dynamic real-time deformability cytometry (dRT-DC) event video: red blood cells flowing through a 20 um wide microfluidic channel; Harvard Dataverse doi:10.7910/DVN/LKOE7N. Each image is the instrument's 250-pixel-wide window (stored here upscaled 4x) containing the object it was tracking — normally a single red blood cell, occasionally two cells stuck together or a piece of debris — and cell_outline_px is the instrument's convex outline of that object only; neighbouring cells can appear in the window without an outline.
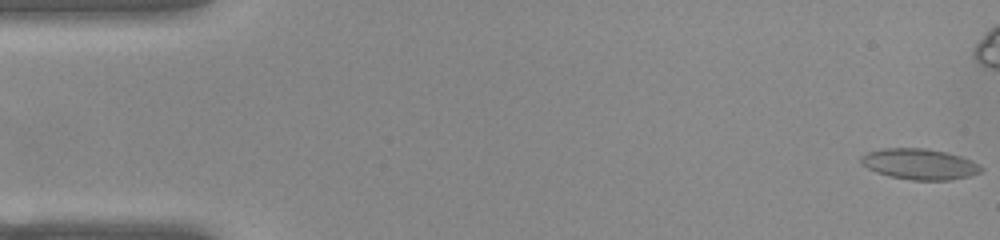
{"species": "common noctule bat (a hibernating species)", "species_latin": "Nyctalus noctula", "temperature_condition": "warm", "stored_images_in_passage": 53, "camera_frame_rate_fps": 3000, "um_per_image_px": 0.085, "animal": {"sex": "female", "body_mass_g": 22.0, "forearm_length_mm": 56.7}, "frame": {"image": 1, "passage_image": 1, "time_ms": 0.0, "image_size_px": [1000, 240], "cell_outline_px": [[984, 168], [980, 172], [968, 176], [948, 180], [912, 180], [888, 176], [876, 172], [860, 164], [860, 156], [868, 152], [884, 148], [924, 148], [944, 152], [960, 156], [972, 160], [980, 164]], "centroid_in_image_um": [78.14, 13.95], "position_along_channel_um": 6.9, "area_um2": 21.56}}
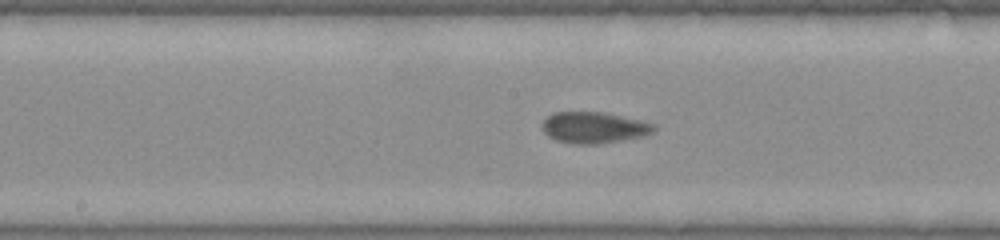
{"frame": {"image": 2, "passage_image": 27, "time_ms": 8.667, "image_size_px": [1000, 240], "cell_outline_px": [[656, 128], [652, 132], [644, 136], [624, 140], [596, 144], [576, 144], [556, 140], [548, 136], [544, 132], [544, 120], [552, 112], [604, 112], [640, 120], [656, 124]], "centroid_in_image_um": [50.51, 10.84], "position_along_channel_um": 197.7, "area_um2": 20.29}}
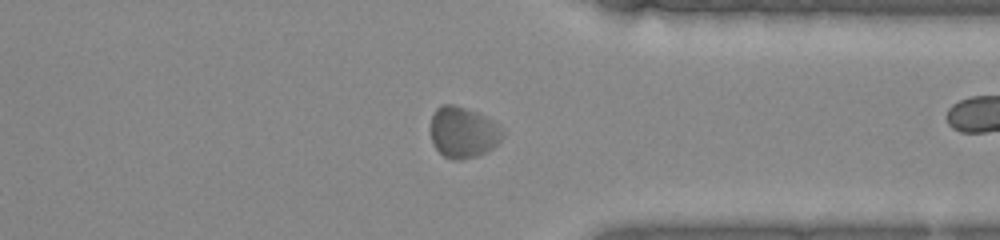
{"frame": {"image": 3, "passage_image": 41, "time_ms": 13.333, "image_size_px": [1000, 240], "cell_outline_px": [[504, 136], [492, 148], [476, 156], [460, 160], [452, 160], [444, 156], [432, 144], [432, 116], [436, 108], [444, 104], [452, 104], [476, 112], [492, 120], [504, 132]], "centroid_in_image_um": [39.36, 11.25], "position_along_channel_um": 372.0, "area_um2": 21.1}}